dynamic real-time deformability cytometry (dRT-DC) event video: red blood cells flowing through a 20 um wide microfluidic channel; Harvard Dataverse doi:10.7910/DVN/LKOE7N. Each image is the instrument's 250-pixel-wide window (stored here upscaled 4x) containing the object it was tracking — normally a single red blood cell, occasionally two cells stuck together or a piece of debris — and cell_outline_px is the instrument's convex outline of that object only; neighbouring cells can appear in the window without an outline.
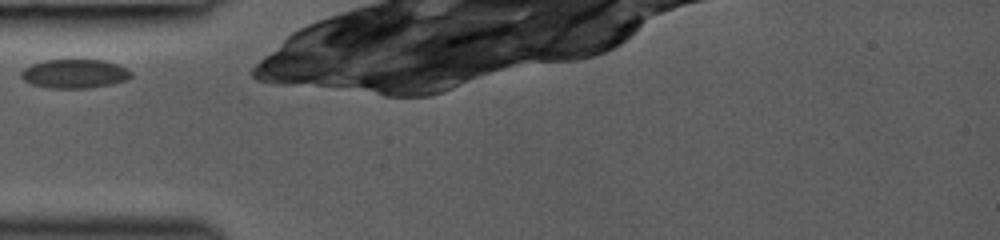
{"species": "common noctule bat (a hibernating species)", "species_latin": "Nyctalus noctula", "temperature_condition": "room temperature", "stored_images_in_passage": 12, "camera_frame_rate_fps": 3000, "um_per_image_px": 0.085, "animal": {"sex": "female", "body_mass_g": 19.0, "forearm_length_mm": 53.3}, "frame": {"image": 1, "passage_image": 1, "time_ms": 0.0, "image_size_px": [1000, 240], "cell_outline_px": [[132, 76], [128, 80], [112, 84], [88, 88], [48, 88], [32, 84], [24, 80], [20, 76], [20, 72], [24, 68], [32, 64], [44, 60], [104, 60], [128, 68], [132, 72]], "centroid_in_image_um": [6.36, 6.27], "position_along_channel_um": 78.6, "area_um2": 18.67}}
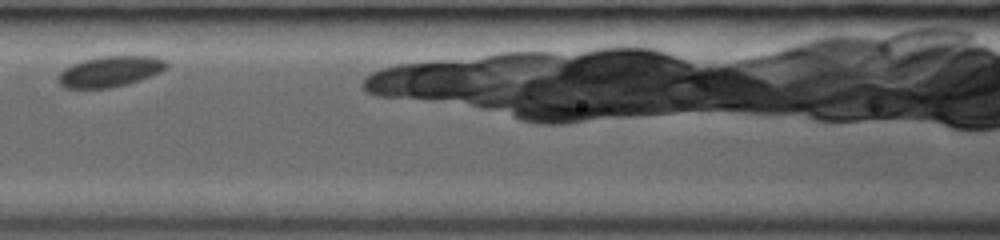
{"frame": {"image": 2, "passage_image": 4, "time_ms": 2.0, "image_size_px": [1000, 240], "cell_outline_px": [[168, 64], [160, 72], [140, 80], [108, 88], [64, 88], [56, 80], [56, 76], [64, 68], [72, 64], [84, 60], [100, 56], [156, 56], [164, 60]], "centroid_in_image_um": [9.3, 6.07], "position_along_channel_um": 157.3, "area_um2": 19.31}}